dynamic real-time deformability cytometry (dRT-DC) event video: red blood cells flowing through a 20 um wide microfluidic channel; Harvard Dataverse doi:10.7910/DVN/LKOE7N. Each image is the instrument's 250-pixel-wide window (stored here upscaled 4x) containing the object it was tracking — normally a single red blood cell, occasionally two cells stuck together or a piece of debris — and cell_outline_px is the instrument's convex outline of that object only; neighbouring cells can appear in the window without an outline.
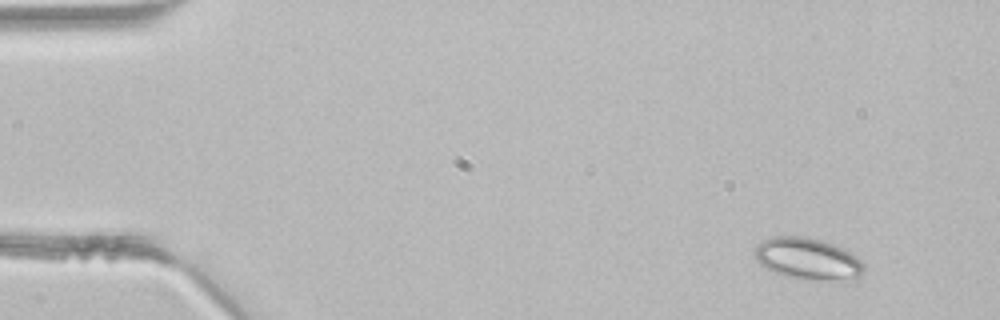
{"species": "common noctule bat (a hibernating species)", "species_latin": "Nyctalus noctula", "temperature_condition": "room temperature", "stored_images_in_passage": 3, "camera_frame_rate_fps": 3000, "um_per_image_px": 0.085, "animal": {"sex": "male", "body_mass_g": 21.5, "forearm_length_mm": 52.0}, "frame": {"image": 1, "passage_image": 1, "time_ms": 0.0, "image_size_px": [1000, 320], "cell_outline_px": [[864, 268], [860, 280], [856, 284], [816, 280], [788, 276], [776, 272], [760, 264], [752, 256], [756, 244], [772, 236], [808, 236], [844, 248], [856, 256], [864, 264]], "centroid_in_image_um": [68.75, 22.03], "position_along_channel_um": 16.2, "area_um2": 27.4}}